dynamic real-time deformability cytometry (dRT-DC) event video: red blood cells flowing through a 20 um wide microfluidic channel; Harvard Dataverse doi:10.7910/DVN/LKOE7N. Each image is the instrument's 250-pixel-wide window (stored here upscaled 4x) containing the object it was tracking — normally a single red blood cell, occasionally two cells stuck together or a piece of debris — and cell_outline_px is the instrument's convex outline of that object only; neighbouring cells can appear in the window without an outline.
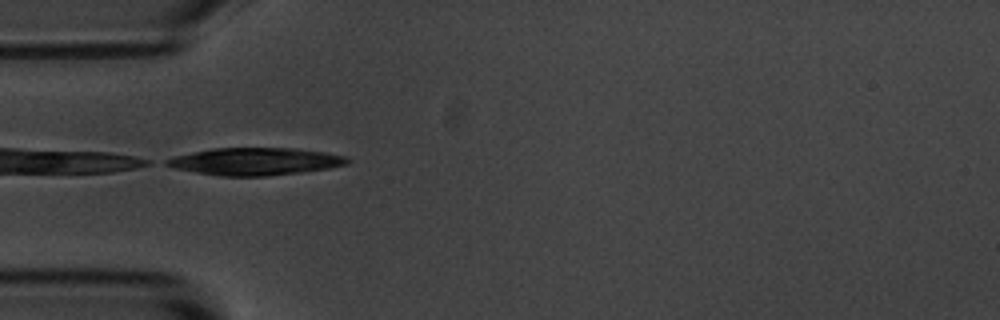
{"species": "common noctule bat (a hibernating species)", "species_latin": "Nyctalus noctula", "temperature_condition": "room temperature", "stored_images_in_passage": 40, "camera_frame_rate_fps": 3000, "um_per_image_px": 0.085, "animal": {"sex": "male", "body_mass_g": 20.1, "forearm_length_mm": 53.5}, "frame": {"image": 1, "passage_image": 1, "time_ms": 0.0, "image_size_px": [1000, 320], "cell_outline_px": [[352, 160], [348, 164], [328, 168], [268, 176], [220, 176], [172, 168], [164, 164], [164, 160], [176, 156], [192, 152], [212, 148], [296, 148], [324, 152], [344, 156]], "centroid_in_image_um": [21.67, 13.72], "position_along_channel_um": 63.3, "area_um2": 28.78}}
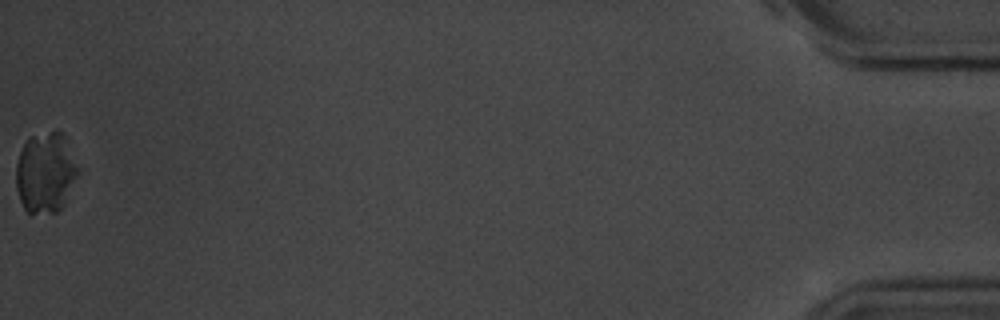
{"frame": {"image": 2, "passage_image": 40, "time_ms": 13.0, "image_size_px": [1000, 320], "cell_outline_px": [[76, 176], [64, 204], [56, 212], [28, 212], [24, 208], [20, 200], [16, 188], [16, 164], [20, 152], [28, 136], [56, 128], [60, 132], [76, 168]], "centroid_in_image_um": [3.79, 14.65], "position_along_channel_um": 431.4, "area_um2": 28.26}}